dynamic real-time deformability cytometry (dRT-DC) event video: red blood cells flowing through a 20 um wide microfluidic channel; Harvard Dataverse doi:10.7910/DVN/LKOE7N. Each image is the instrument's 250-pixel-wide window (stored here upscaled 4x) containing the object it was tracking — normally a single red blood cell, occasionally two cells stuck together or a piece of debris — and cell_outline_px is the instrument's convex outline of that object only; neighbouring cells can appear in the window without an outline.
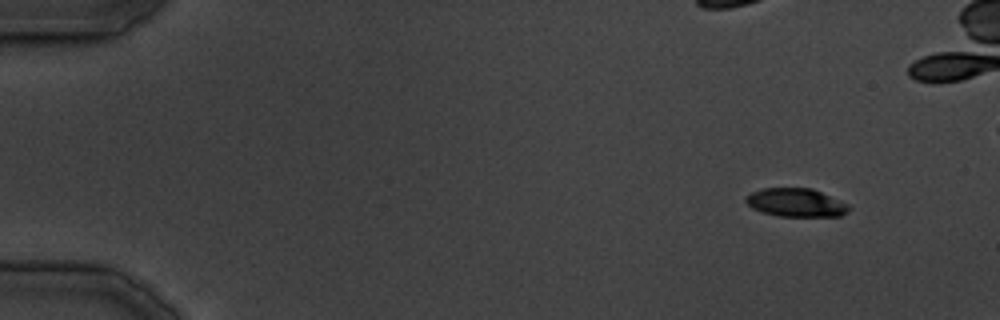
{"species": "common noctule bat (a hibernating species)", "species_latin": "Nyctalus noctula", "temperature_condition": "cold", "stored_images_in_passage": 9, "camera_frame_rate_fps": 3000, "um_per_image_px": 0.085, "animal": {"sex": "male", "body_mass_g": 19.5, "forearm_length_mm": 54.6}, "frame": {"image": 1, "passage_image": 1, "time_ms": 0.0, "image_size_px": [1000, 320], "cell_outline_px": [[852, 208], [848, 212], [840, 216], [780, 216], [764, 212], [752, 208], [744, 200], [752, 192], [764, 188], [812, 188], [848, 204]], "centroid_in_image_um": [67.69, 17.22], "position_along_channel_um": 17.3, "area_um2": 16.88}}